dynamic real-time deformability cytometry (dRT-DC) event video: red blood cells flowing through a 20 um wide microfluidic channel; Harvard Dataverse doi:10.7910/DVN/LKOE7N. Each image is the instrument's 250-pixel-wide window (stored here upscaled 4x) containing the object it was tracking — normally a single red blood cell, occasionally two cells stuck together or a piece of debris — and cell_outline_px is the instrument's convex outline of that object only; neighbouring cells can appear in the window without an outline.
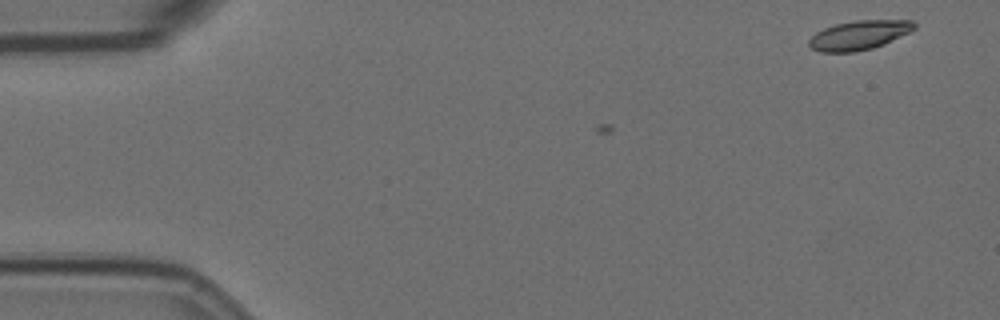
{"species": "Egyptian fruit bat (a non-hibernating species)", "species_latin": "Rousettus aegyptiacus", "temperature_condition": "room temperature", "stored_images_in_passage": 2, "camera_frame_rate_fps": 3000, "um_per_image_px": 0.085, "animal": {"sex": "female"}, "frame": {"image": 1, "passage_image": 2, "time_ms": 0.333, "image_size_px": [1000, 320], "cell_outline_px": [[916, 28], [884, 44], [872, 48], [856, 52], [820, 52], [812, 48], [808, 44], [808, 40], [816, 32], [824, 28], [836, 24], [856, 20], [912, 20], [916, 24]], "centroid_in_image_um": [73.01, 2.98], "position_along_channel_um": 12.0, "area_um2": 17.86}}